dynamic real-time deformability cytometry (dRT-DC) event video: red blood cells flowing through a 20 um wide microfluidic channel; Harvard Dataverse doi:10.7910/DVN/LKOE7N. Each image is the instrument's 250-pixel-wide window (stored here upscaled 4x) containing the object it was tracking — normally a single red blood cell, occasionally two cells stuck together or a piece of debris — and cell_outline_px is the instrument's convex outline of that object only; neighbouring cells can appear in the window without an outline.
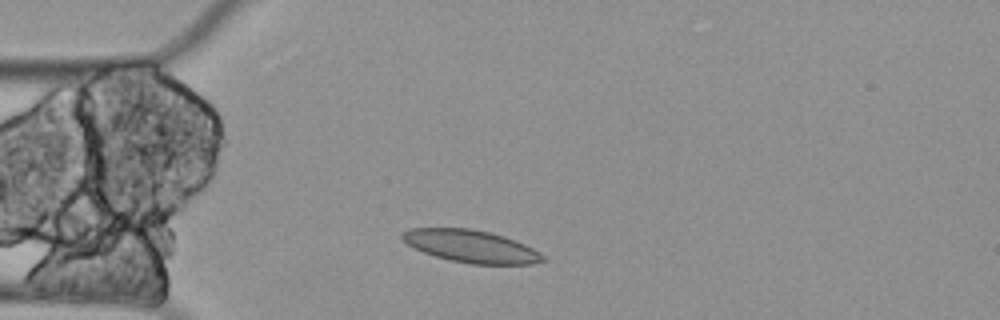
{"species": "Egyptian fruit bat (a non-hibernating species)", "species_latin": "Rousettus aegyptiacus", "temperature_condition": "cold", "stored_images_in_passage": 3, "camera_frame_rate_fps": 3000, "um_per_image_px": 0.085, "animal": {"sex": "female"}, "frame": {"image": 1, "passage_image": 2, "time_ms": 0.333, "image_size_px": [1000, 320], "cell_outline_px": [[548, 260], [532, 264], [472, 264], [452, 260], [436, 256], [424, 252], [408, 244], [400, 236], [400, 232], [412, 228], [468, 228], [488, 232], [504, 236], [524, 244], [540, 252]], "centroid_in_image_um": [40.06, 20.93], "position_along_channel_um": 44.9, "area_um2": 26.36}}